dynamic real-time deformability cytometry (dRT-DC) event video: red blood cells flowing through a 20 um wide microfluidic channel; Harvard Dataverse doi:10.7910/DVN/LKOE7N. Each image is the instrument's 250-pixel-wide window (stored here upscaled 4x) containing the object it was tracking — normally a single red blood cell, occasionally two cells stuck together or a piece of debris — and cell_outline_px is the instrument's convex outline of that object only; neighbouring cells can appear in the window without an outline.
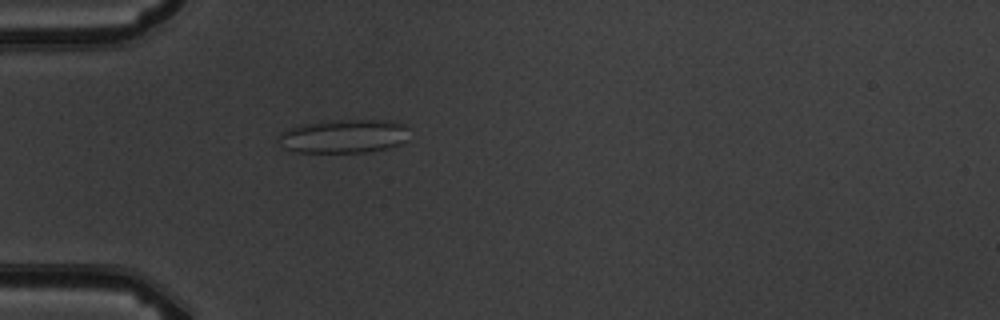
{"species": "common noctule bat (a hibernating species)", "species_latin": "Nyctalus noctula", "temperature_condition": "warm", "stored_images_in_passage": 2, "camera_frame_rate_fps": 3000, "um_per_image_px": 0.085, "animal": {"sex": "male", "body_mass_g": 19.5, "forearm_length_mm": 54.6}, "frame": {"image": 1, "passage_image": 2, "time_ms": 1.333, "image_size_px": [1000, 320], "cell_outline_px": [[408, 140], [400, 144], [388, 148], [364, 152], [292, 152], [284, 148], [276, 136], [280, 132], [300, 124], [332, 120], [392, 120], [404, 124]], "centroid_in_image_um": [29.19, 11.57], "position_along_channel_um": 55.8, "area_um2": 25.84}}